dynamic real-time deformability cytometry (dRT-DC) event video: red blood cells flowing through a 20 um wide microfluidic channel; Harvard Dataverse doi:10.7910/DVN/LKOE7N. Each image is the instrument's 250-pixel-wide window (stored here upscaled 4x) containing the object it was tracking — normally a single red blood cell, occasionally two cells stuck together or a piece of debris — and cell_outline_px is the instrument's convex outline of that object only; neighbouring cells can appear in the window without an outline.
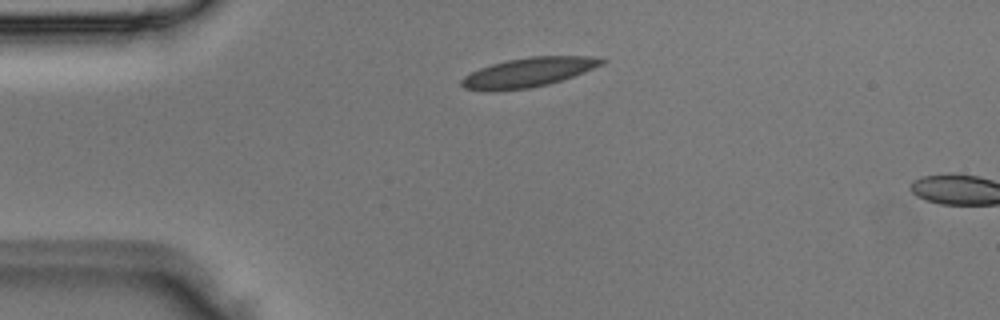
{"species": "Egyptian fruit bat (a non-hibernating species)", "species_latin": "Rousettus aegyptiacus", "temperature_condition": "room temperature", "stored_images_in_passage": 2, "camera_frame_rate_fps": 3000, "um_per_image_px": 0.085, "animal": {"sex": "male"}, "frame": {"image": 1, "passage_image": 1, "time_ms": 0.0, "image_size_px": [1000, 320], "cell_outline_px": [[608, 60], [604, 64], [572, 76], [548, 84], [528, 88], [464, 88], [460, 84], [460, 80], [464, 76], [480, 68], [492, 64], [508, 60], [528, 56], [592, 56]], "centroid_in_image_um": [45.0, 6.09], "position_along_channel_um": 40.0, "area_um2": 23.0}}